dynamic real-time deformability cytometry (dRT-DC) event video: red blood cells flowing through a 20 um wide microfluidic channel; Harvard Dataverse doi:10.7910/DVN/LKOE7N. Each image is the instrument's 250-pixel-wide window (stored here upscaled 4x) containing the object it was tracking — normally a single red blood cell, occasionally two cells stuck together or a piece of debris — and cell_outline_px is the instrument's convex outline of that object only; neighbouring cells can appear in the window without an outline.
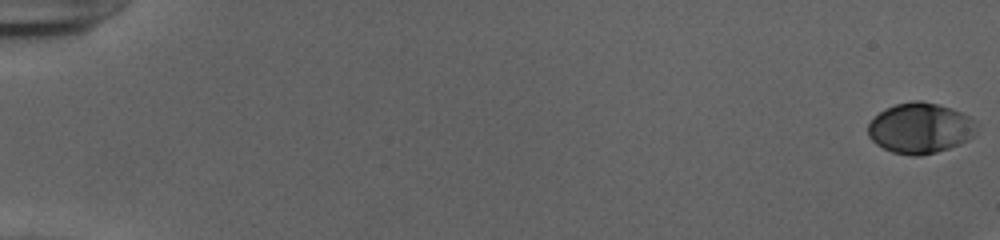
{"species": "human", "species_latin": "Homo sapiens", "temperature_condition": "cold", "stored_images_in_passage": 24, "camera_frame_rate_fps": 3000, "um_per_image_px": 0.085, "donor": {"sex": "female"}, "frame": {"image": 1, "passage_image": 1, "time_ms": 0.0, "image_size_px": [1000, 240], "cell_outline_px": [[976, 124], [972, 136], [968, 140], [960, 144], [936, 152], [920, 156], [912, 156], [892, 152], [876, 144], [868, 136], [868, 124], [884, 108], [896, 104], [916, 100], [920, 100], [936, 104], [960, 112], [976, 120]], "centroid_in_image_um": [78.19, 10.9], "position_along_channel_um": 6.8, "area_um2": 31.73}}
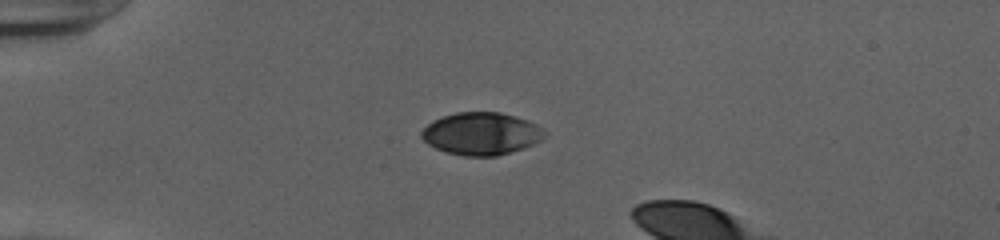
{"frame": {"image": 2, "passage_image": 16, "time_ms": 5.0, "image_size_px": [1000, 240], "cell_outline_px": [[544, 136], [540, 140], [524, 148], [496, 156], [464, 156], [444, 152], [428, 144], [420, 136], [420, 132], [432, 120], [456, 112], [500, 112], [516, 116], [536, 124], [544, 128]], "centroid_in_image_um": [40.89, 11.36], "position_along_channel_um": 44.1, "area_um2": 30.46}}
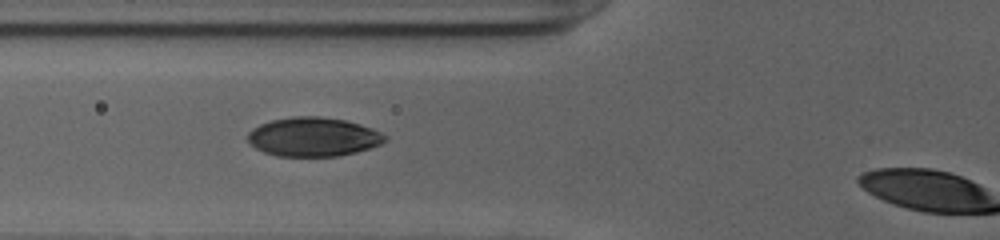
{"frame": {"image": 3, "passage_image": 23, "time_ms": 7.333, "image_size_px": [1000, 240], "cell_outline_px": [[388, 140], [380, 144], [356, 152], [336, 156], [276, 156], [264, 152], [256, 148], [248, 140], [248, 132], [252, 128], [260, 124], [272, 120], [296, 116], [320, 116], [344, 120], [360, 124], [372, 128], [388, 136]], "centroid_in_image_um": [26.64, 11.63], "position_along_channel_um": 99.2, "area_um2": 31.15}}